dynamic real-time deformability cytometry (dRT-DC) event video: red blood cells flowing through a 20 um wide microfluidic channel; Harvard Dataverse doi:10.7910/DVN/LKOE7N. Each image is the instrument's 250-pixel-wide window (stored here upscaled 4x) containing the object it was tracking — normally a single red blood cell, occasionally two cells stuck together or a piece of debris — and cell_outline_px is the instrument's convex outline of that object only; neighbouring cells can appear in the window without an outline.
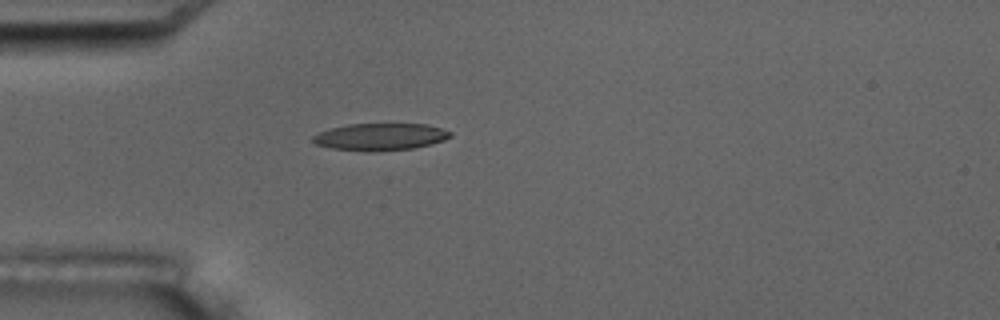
{"species": "common noctule bat (a hibernating species)", "species_latin": "Nyctalus noctula", "temperature_condition": "room temperature", "stored_images_in_passage": 1, "camera_frame_rate_fps": 3000, "um_per_image_px": 0.085, "animal": {"sex": "male", "body_mass_g": 17.5, "forearm_length_mm": 52.3}, "frame": {"image": 1, "passage_image": 1, "time_ms": 0.0, "image_size_px": [1000, 320], "cell_outline_px": [[452, 136], [444, 140], [432, 144], [412, 148], [368, 152], [332, 148], [316, 144], [312, 140], [312, 136], [320, 132], [332, 128], [348, 124], [424, 124], [440, 128], [452, 132]], "centroid_in_image_um": [32.33, 11.63], "position_along_channel_um": 52.7, "area_um2": 21.56}}